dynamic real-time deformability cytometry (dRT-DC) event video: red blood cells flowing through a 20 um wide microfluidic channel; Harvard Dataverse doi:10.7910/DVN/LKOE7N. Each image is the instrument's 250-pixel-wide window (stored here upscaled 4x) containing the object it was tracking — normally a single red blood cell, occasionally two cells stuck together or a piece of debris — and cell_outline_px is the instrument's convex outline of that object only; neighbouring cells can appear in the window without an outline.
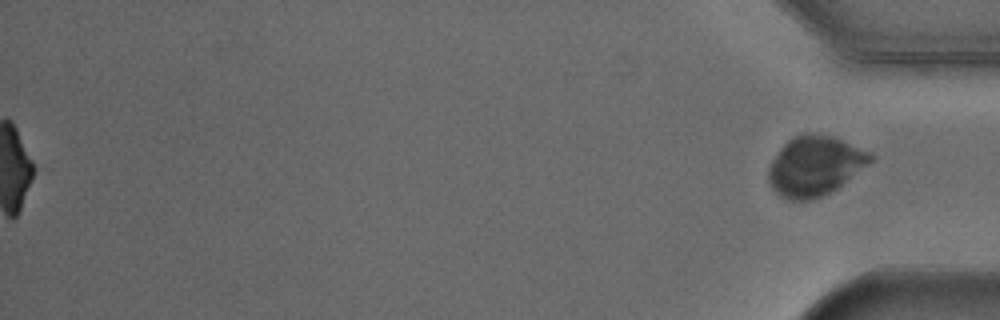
{"species": "Egyptian fruit bat (a non-hibernating species)", "species_latin": "Rousettus aegyptiacus", "temperature_condition": "cold", "stored_images_in_passage": 45, "segment_of_instrument_passage": [2, 2], "camera_frame_rate_fps": 3000, "um_per_image_px": 0.085, "animal": {"sex": "male"}, "frame": {"image": 1, "passage_image": 45, "time_ms": 14.667, "image_size_px": [1000, 320], "cell_outline_px": [[876, 156], [868, 164], [836, 188], [812, 200], [788, 200], [780, 196], [772, 188], [768, 180], [768, 168], [772, 160], [780, 148], [788, 140], [804, 132], [812, 132], [832, 136], [872, 152]], "centroid_in_image_um": [69.25, 14.08], "position_along_channel_um": 366.0, "area_um2": 35.37}}